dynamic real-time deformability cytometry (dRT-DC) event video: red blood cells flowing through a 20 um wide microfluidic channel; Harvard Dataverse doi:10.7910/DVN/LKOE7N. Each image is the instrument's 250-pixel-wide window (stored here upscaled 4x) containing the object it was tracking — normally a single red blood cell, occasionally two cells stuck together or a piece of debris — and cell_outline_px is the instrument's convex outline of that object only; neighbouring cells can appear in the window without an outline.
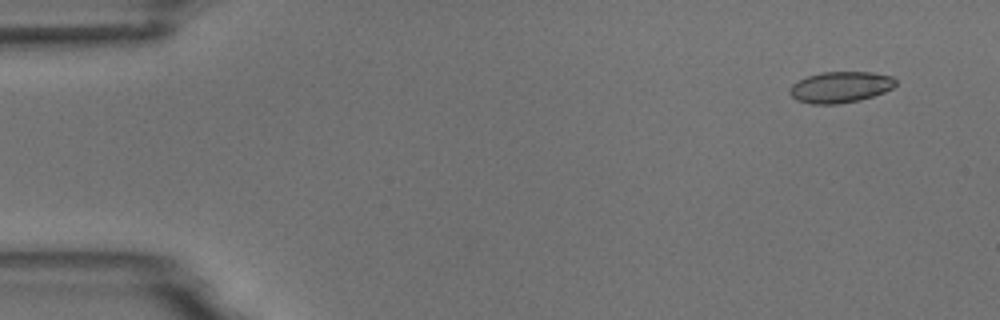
{"species": "common noctule bat (a hibernating species)", "species_latin": "Nyctalus noctula", "temperature_condition": "room temperature", "stored_images_in_passage": 8, "camera_frame_rate_fps": 3000, "um_per_image_px": 0.085, "animal": {"sex": "male", "body_mass_g": 18.8}, "frame": {"image": 1, "passage_image": 1, "time_ms": 0.0, "image_size_px": [1000, 320], "cell_outline_px": [[896, 84], [892, 88], [884, 92], [860, 100], [840, 104], [812, 104], [796, 100], [788, 92], [788, 88], [792, 84], [808, 76], [820, 72], [872, 72], [892, 76], [896, 80]], "centroid_in_image_um": [71.42, 7.41], "position_along_channel_um": 13.6, "area_um2": 19.31}}
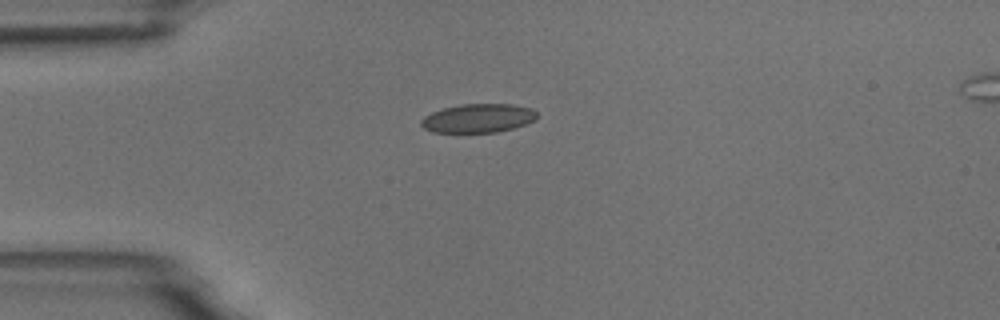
{"frame": {"image": 2, "passage_image": 4, "time_ms": 3.333, "image_size_px": [1000, 320], "cell_outline_px": [[536, 120], [516, 128], [496, 132], [432, 132], [424, 128], [420, 124], [420, 120], [424, 116], [432, 112], [444, 108], [460, 104], [512, 104], [532, 108], [536, 112]], "centroid_in_image_um": [40.65, 10.05], "position_along_channel_um": 44.3, "area_um2": 19.54}}
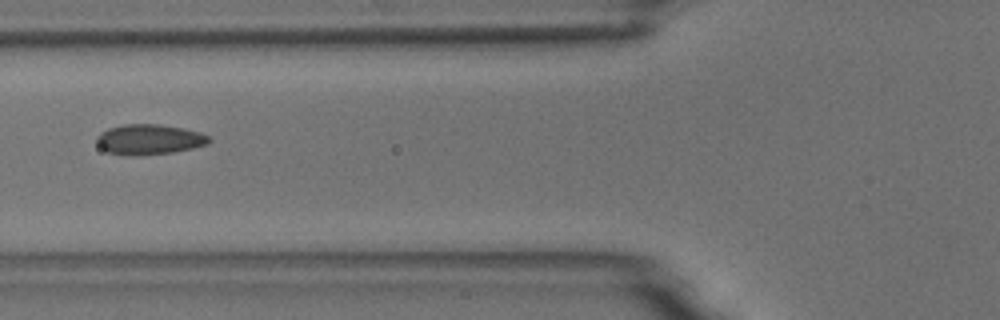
{"frame": {"image": 3, "passage_image": 6, "time_ms": 5.667, "image_size_px": [1000, 320], "cell_outline_px": [[212, 140], [208, 144], [192, 148], [172, 152], [136, 156], [124, 156], [108, 152], [100, 148], [96, 140], [96, 136], [100, 132], [108, 128], [124, 124], [156, 124], [184, 128], [200, 132], [208, 136]], "centroid_in_image_um": [12.65, 11.86], "position_along_channel_um": 113.1, "area_um2": 20.0}}